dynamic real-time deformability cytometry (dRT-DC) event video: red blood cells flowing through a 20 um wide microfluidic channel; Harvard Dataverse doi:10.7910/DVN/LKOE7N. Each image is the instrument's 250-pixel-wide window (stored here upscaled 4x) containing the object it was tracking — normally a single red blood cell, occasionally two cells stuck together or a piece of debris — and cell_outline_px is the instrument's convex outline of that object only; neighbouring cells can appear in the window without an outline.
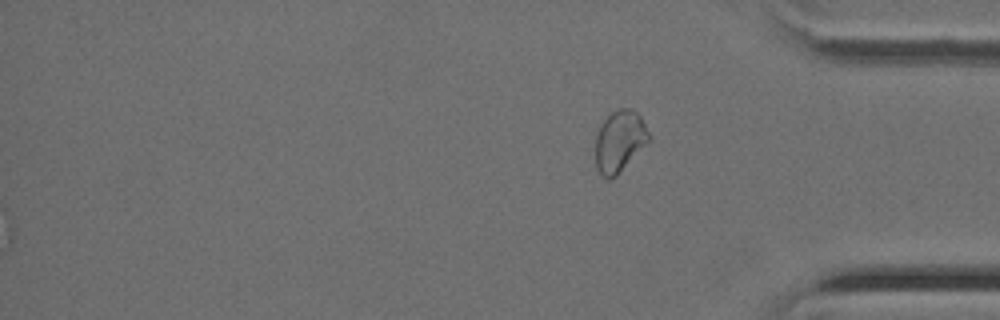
{"species": "Egyptian fruit bat (a non-hibernating species)", "species_latin": "Rousettus aegyptiacus", "temperature_condition": "cold", "stored_images_in_passage": 39, "camera_frame_rate_fps": 3000, "um_per_image_px": 0.085, "animal": {"sex": "female"}, "frame": {"image": 1, "passage_image": 39, "time_ms": 12.667, "image_size_px": [1000, 320], "cell_outline_px": [[652, 136], [616, 176], [608, 180], [596, 168], [596, 136], [600, 124], [612, 112], [620, 108], [632, 108], [640, 116]], "centroid_in_image_um": [52.66, 11.98], "position_along_channel_um": 382.5, "area_um2": 18.84}}